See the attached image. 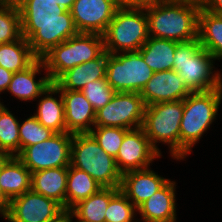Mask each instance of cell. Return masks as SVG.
Wrapping results in <instances>:
<instances>
[{
  "instance_id": "obj_13",
  "label": "cell",
  "mask_w": 222,
  "mask_h": 222,
  "mask_svg": "<svg viewBox=\"0 0 222 222\" xmlns=\"http://www.w3.org/2000/svg\"><path fill=\"white\" fill-rule=\"evenodd\" d=\"M160 154L151 144L142 128L129 130L115 158L118 170L123 174L131 170L150 168Z\"/></svg>"
},
{
  "instance_id": "obj_16",
  "label": "cell",
  "mask_w": 222,
  "mask_h": 222,
  "mask_svg": "<svg viewBox=\"0 0 222 222\" xmlns=\"http://www.w3.org/2000/svg\"><path fill=\"white\" fill-rule=\"evenodd\" d=\"M169 180L149 168L131 170L122 174L120 190L138 208Z\"/></svg>"
},
{
  "instance_id": "obj_29",
  "label": "cell",
  "mask_w": 222,
  "mask_h": 222,
  "mask_svg": "<svg viewBox=\"0 0 222 222\" xmlns=\"http://www.w3.org/2000/svg\"><path fill=\"white\" fill-rule=\"evenodd\" d=\"M19 122L2 103L0 105V155L20 154Z\"/></svg>"
},
{
  "instance_id": "obj_14",
  "label": "cell",
  "mask_w": 222,
  "mask_h": 222,
  "mask_svg": "<svg viewBox=\"0 0 222 222\" xmlns=\"http://www.w3.org/2000/svg\"><path fill=\"white\" fill-rule=\"evenodd\" d=\"M118 8V0H75L70 12L79 33L103 35Z\"/></svg>"
},
{
  "instance_id": "obj_33",
  "label": "cell",
  "mask_w": 222,
  "mask_h": 222,
  "mask_svg": "<svg viewBox=\"0 0 222 222\" xmlns=\"http://www.w3.org/2000/svg\"><path fill=\"white\" fill-rule=\"evenodd\" d=\"M137 208L119 190L111 199L105 213V222H135Z\"/></svg>"
},
{
  "instance_id": "obj_32",
  "label": "cell",
  "mask_w": 222,
  "mask_h": 222,
  "mask_svg": "<svg viewBox=\"0 0 222 222\" xmlns=\"http://www.w3.org/2000/svg\"><path fill=\"white\" fill-rule=\"evenodd\" d=\"M128 131L129 129L119 127L94 126L89 133L107 154L116 158L124 136Z\"/></svg>"
},
{
  "instance_id": "obj_10",
  "label": "cell",
  "mask_w": 222,
  "mask_h": 222,
  "mask_svg": "<svg viewBox=\"0 0 222 222\" xmlns=\"http://www.w3.org/2000/svg\"><path fill=\"white\" fill-rule=\"evenodd\" d=\"M145 107L140 93L116 92L109 103L96 111L94 126L141 128Z\"/></svg>"
},
{
  "instance_id": "obj_17",
  "label": "cell",
  "mask_w": 222,
  "mask_h": 222,
  "mask_svg": "<svg viewBox=\"0 0 222 222\" xmlns=\"http://www.w3.org/2000/svg\"><path fill=\"white\" fill-rule=\"evenodd\" d=\"M64 103L66 132L89 133L94 127L96 111L81 91L60 90Z\"/></svg>"
},
{
  "instance_id": "obj_5",
  "label": "cell",
  "mask_w": 222,
  "mask_h": 222,
  "mask_svg": "<svg viewBox=\"0 0 222 222\" xmlns=\"http://www.w3.org/2000/svg\"><path fill=\"white\" fill-rule=\"evenodd\" d=\"M87 172L103 188H120L122 173L90 133L72 134L71 164Z\"/></svg>"
},
{
  "instance_id": "obj_6",
  "label": "cell",
  "mask_w": 222,
  "mask_h": 222,
  "mask_svg": "<svg viewBox=\"0 0 222 222\" xmlns=\"http://www.w3.org/2000/svg\"><path fill=\"white\" fill-rule=\"evenodd\" d=\"M104 51L103 35L78 33L53 47L41 59L54 83L66 71L98 58Z\"/></svg>"
},
{
  "instance_id": "obj_15",
  "label": "cell",
  "mask_w": 222,
  "mask_h": 222,
  "mask_svg": "<svg viewBox=\"0 0 222 222\" xmlns=\"http://www.w3.org/2000/svg\"><path fill=\"white\" fill-rule=\"evenodd\" d=\"M182 77L172 70L154 72L140 96L146 106L161 102L180 101L191 94Z\"/></svg>"
},
{
  "instance_id": "obj_34",
  "label": "cell",
  "mask_w": 222,
  "mask_h": 222,
  "mask_svg": "<svg viewBox=\"0 0 222 222\" xmlns=\"http://www.w3.org/2000/svg\"><path fill=\"white\" fill-rule=\"evenodd\" d=\"M81 92L97 111L111 101L115 95V91L108 84L106 78L91 81L85 85Z\"/></svg>"
},
{
  "instance_id": "obj_8",
  "label": "cell",
  "mask_w": 222,
  "mask_h": 222,
  "mask_svg": "<svg viewBox=\"0 0 222 222\" xmlns=\"http://www.w3.org/2000/svg\"><path fill=\"white\" fill-rule=\"evenodd\" d=\"M184 99L161 102L145 107L142 129L152 146L161 154L157 143L167 144L169 153L180 160V122L183 116Z\"/></svg>"
},
{
  "instance_id": "obj_11",
  "label": "cell",
  "mask_w": 222,
  "mask_h": 222,
  "mask_svg": "<svg viewBox=\"0 0 222 222\" xmlns=\"http://www.w3.org/2000/svg\"><path fill=\"white\" fill-rule=\"evenodd\" d=\"M72 133H56L48 140L26 147L17 157L31 173L71 164Z\"/></svg>"
},
{
  "instance_id": "obj_35",
  "label": "cell",
  "mask_w": 222,
  "mask_h": 222,
  "mask_svg": "<svg viewBox=\"0 0 222 222\" xmlns=\"http://www.w3.org/2000/svg\"><path fill=\"white\" fill-rule=\"evenodd\" d=\"M162 0H118L119 7L123 8H147Z\"/></svg>"
},
{
  "instance_id": "obj_28",
  "label": "cell",
  "mask_w": 222,
  "mask_h": 222,
  "mask_svg": "<svg viewBox=\"0 0 222 222\" xmlns=\"http://www.w3.org/2000/svg\"><path fill=\"white\" fill-rule=\"evenodd\" d=\"M103 188L87 172L71 165L68 166L66 187V209H72L76 204L97 193Z\"/></svg>"
},
{
  "instance_id": "obj_2",
  "label": "cell",
  "mask_w": 222,
  "mask_h": 222,
  "mask_svg": "<svg viewBox=\"0 0 222 222\" xmlns=\"http://www.w3.org/2000/svg\"><path fill=\"white\" fill-rule=\"evenodd\" d=\"M200 4L191 1L162 0L145 8L149 37L185 42L198 38Z\"/></svg>"
},
{
  "instance_id": "obj_22",
  "label": "cell",
  "mask_w": 222,
  "mask_h": 222,
  "mask_svg": "<svg viewBox=\"0 0 222 222\" xmlns=\"http://www.w3.org/2000/svg\"><path fill=\"white\" fill-rule=\"evenodd\" d=\"M32 173L17 156H10L0 171V186L5 197L12 199L31 190Z\"/></svg>"
},
{
  "instance_id": "obj_40",
  "label": "cell",
  "mask_w": 222,
  "mask_h": 222,
  "mask_svg": "<svg viewBox=\"0 0 222 222\" xmlns=\"http://www.w3.org/2000/svg\"><path fill=\"white\" fill-rule=\"evenodd\" d=\"M56 2L59 6L63 7L66 10H71L75 0H52Z\"/></svg>"
},
{
  "instance_id": "obj_26",
  "label": "cell",
  "mask_w": 222,
  "mask_h": 222,
  "mask_svg": "<svg viewBox=\"0 0 222 222\" xmlns=\"http://www.w3.org/2000/svg\"><path fill=\"white\" fill-rule=\"evenodd\" d=\"M120 188H101L97 193L82 200L71 210L76 222H105V213L110 199Z\"/></svg>"
},
{
  "instance_id": "obj_39",
  "label": "cell",
  "mask_w": 222,
  "mask_h": 222,
  "mask_svg": "<svg viewBox=\"0 0 222 222\" xmlns=\"http://www.w3.org/2000/svg\"><path fill=\"white\" fill-rule=\"evenodd\" d=\"M75 215L72 210L64 209L55 218L51 219L49 222H73ZM76 222V221H75Z\"/></svg>"
},
{
  "instance_id": "obj_30",
  "label": "cell",
  "mask_w": 222,
  "mask_h": 222,
  "mask_svg": "<svg viewBox=\"0 0 222 222\" xmlns=\"http://www.w3.org/2000/svg\"><path fill=\"white\" fill-rule=\"evenodd\" d=\"M22 37L21 18L14 0H0V44Z\"/></svg>"
},
{
  "instance_id": "obj_12",
  "label": "cell",
  "mask_w": 222,
  "mask_h": 222,
  "mask_svg": "<svg viewBox=\"0 0 222 222\" xmlns=\"http://www.w3.org/2000/svg\"><path fill=\"white\" fill-rule=\"evenodd\" d=\"M64 210L56 200L32 189L12 199L6 215L8 222H49Z\"/></svg>"
},
{
  "instance_id": "obj_9",
  "label": "cell",
  "mask_w": 222,
  "mask_h": 222,
  "mask_svg": "<svg viewBox=\"0 0 222 222\" xmlns=\"http://www.w3.org/2000/svg\"><path fill=\"white\" fill-rule=\"evenodd\" d=\"M153 74L138 51L108 53L106 80L115 92L140 93Z\"/></svg>"
},
{
  "instance_id": "obj_1",
  "label": "cell",
  "mask_w": 222,
  "mask_h": 222,
  "mask_svg": "<svg viewBox=\"0 0 222 222\" xmlns=\"http://www.w3.org/2000/svg\"><path fill=\"white\" fill-rule=\"evenodd\" d=\"M14 1L20 12L22 36L38 59L79 33L71 12L52 0Z\"/></svg>"
},
{
  "instance_id": "obj_25",
  "label": "cell",
  "mask_w": 222,
  "mask_h": 222,
  "mask_svg": "<svg viewBox=\"0 0 222 222\" xmlns=\"http://www.w3.org/2000/svg\"><path fill=\"white\" fill-rule=\"evenodd\" d=\"M177 42L149 37L139 49L145 63L154 71L172 70Z\"/></svg>"
},
{
  "instance_id": "obj_24",
  "label": "cell",
  "mask_w": 222,
  "mask_h": 222,
  "mask_svg": "<svg viewBox=\"0 0 222 222\" xmlns=\"http://www.w3.org/2000/svg\"><path fill=\"white\" fill-rule=\"evenodd\" d=\"M198 40L216 60L222 59V15L200 9Z\"/></svg>"
},
{
  "instance_id": "obj_3",
  "label": "cell",
  "mask_w": 222,
  "mask_h": 222,
  "mask_svg": "<svg viewBox=\"0 0 222 222\" xmlns=\"http://www.w3.org/2000/svg\"><path fill=\"white\" fill-rule=\"evenodd\" d=\"M214 57L202 47L198 38L177 42L173 70L183 78L192 92L215 90L222 86V74L216 69Z\"/></svg>"
},
{
  "instance_id": "obj_20",
  "label": "cell",
  "mask_w": 222,
  "mask_h": 222,
  "mask_svg": "<svg viewBox=\"0 0 222 222\" xmlns=\"http://www.w3.org/2000/svg\"><path fill=\"white\" fill-rule=\"evenodd\" d=\"M107 62L108 52L104 51L98 58L66 71L54 84L60 90L81 91L87 83L106 78Z\"/></svg>"
},
{
  "instance_id": "obj_21",
  "label": "cell",
  "mask_w": 222,
  "mask_h": 222,
  "mask_svg": "<svg viewBox=\"0 0 222 222\" xmlns=\"http://www.w3.org/2000/svg\"><path fill=\"white\" fill-rule=\"evenodd\" d=\"M53 95L59 96V99L53 97ZM39 97L41 99H39L37 111L34 113L36 119L43 126L56 133L66 132L64 103L60 89L54 83H51Z\"/></svg>"
},
{
  "instance_id": "obj_41",
  "label": "cell",
  "mask_w": 222,
  "mask_h": 222,
  "mask_svg": "<svg viewBox=\"0 0 222 222\" xmlns=\"http://www.w3.org/2000/svg\"><path fill=\"white\" fill-rule=\"evenodd\" d=\"M181 1H191V2L198 3V4H201L203 2V0H181Z\"/></svg>"
},
{
  "instance_id": "obj_18",
  "label": "cell",
  "mask_w": 222,
  "mask_h": 222,
  "mask_svg": "<svg viewBox=\"0 0 222 222\" xmlns=\"http://www.w3.org/2000/svg\"><path fill=\"white\" fill-rule=\"evenodd\" d=\"M176 182L169 180L137 208L143 222H177Z\"/></svg>"
},
{
  "instance_id": "obj_7",
  "label": "cell",
  "mask_w": 222,
  "mask_h": 222,
  "mask_svg": "<svg viewBox=\"0 0 222 222\" xmlns=\"http://www.w3.org/2000/svg\"><path fill=\"white\" fill-rule=\"evenodd\" d=\"M104 49L110 54L136 52L149 39L144 8L119 7L103 34Z\"/></svg>"
},
{
  "instance_id": "obj_31",
  "label": "cell",
  "mask_w": 222,
  "mask_h": 222,
  "mask_svg": "<svg viewBox=\"0 0 222 222\" xmlns=\"http://www.w3.org/2000/svg\"><path fill=\"white\" fill-rule=\"evenodd\" d=\"M56 132L43 126L34 115L19 123L20 153L28 146L50 139Z\"/></svg>"
},
{
  "instance_id": "obj_19",
  "label": "cell",
  "mask_w": 222,
  "mask_h": 222,
  "mask_svg": "<svg viewBox=\"0 0 222 222\" xmlns=\"http://www.w3.org/2000/svg\"><path fill=\"white\" fill-rule=\"evenodd\" d=\"M42 70H46L45 65L42 59H37L27 69L15 72L7 92L21 101H36L52 83L47 72L44 74L45 76L35 80L36 75L41 74Z\"/></svg>"
},
{
  "instance_id": "obj_36",
  "label": "cell",
  "mask_w": 222,
  "mask_h": 222,
  "mask_svg": "<svg viewBox=\"0 0 222 222\" xmlns=\"http://www.w3.org/2000/svg\"><path fill=\"white\" fill-rule=\"evenodd\" d=\"M200 8L222 15V0H203L200 4Z\"/></svg>"
},
{
  "instance_id": "obj_23",
  "label": "cell",
  "mask_w": 222,
  "mask_h": 222,
  "mask_svg": "<svg viewBox=\"0 0 222 222\" xmlns=\"http://www.w3.org/2000/svg\"><path fill=\"white\" fill-rule=\"evenodd\" d=\"M68 167L49 168L32 173L31 189L56 200L66 209Z\"/></svg>"
},
{
  "instance_id": "obj_4",
  "label": "cell",
  "mask_w": 222,
  "mask_h": 222,
  "mask_svg": "<svg viewBox=\"0 0 222 222\" xmlns=\"http://www.w3.org/2000/svg\"><path fill=\"white\" fill-rule=\"evenodd\" d=\"M222 100V86L205 92H192L184 98L180 122V160L191 153L218 115Z\"/></svg>"
},
{
  "instance_id": "obj_37",
  "label": "cell",
  "mask_w": 222,
  "mask_h": 222,
  "mask_svg": "<svg viewBox=\"0 0 222 222\" xmlns=\"http://www.w3.org/2000/svg\"><path fill=\"white\" fill-rule=\"evenodd\" d=\"M10 156L7 155H0V171L3 163L9 158ZM9 200L5 197L1 190L0 186V214L2 217H4L7 213L8 207H9Z\"/></svg>"
},
{
  "instance_id": "obj_38",
  "label": "cell",
  "mask_w": 222,
  "mask_h": 222,
  "mask_svg": "<svg viewBox=\"0 0 222 222\" xmlns=\"http://www.w3.org/2000/svg\"><path fill=\"white\" fill-rule=\"evenodd\" d=\"M13 74V72L0 66V94L1 92L4 93V91H7Z\"/></svg>"
},
{
  "instance_id": "obj_27",
  "label": "cell",
  "mask_w": 222,
  "mask_h": 222,
  "mask_svg": "<svg viewBox=\"0 0 222 222\" xmlns=\"http://www.w3.org/2000/svg\"><path fill=\"white\" fill-rule=\"evenodd\" d=\"M37 59L23 36L16 41L0 44V66L13 73L27 69Z\"/></svg>"
}]
</instances>
